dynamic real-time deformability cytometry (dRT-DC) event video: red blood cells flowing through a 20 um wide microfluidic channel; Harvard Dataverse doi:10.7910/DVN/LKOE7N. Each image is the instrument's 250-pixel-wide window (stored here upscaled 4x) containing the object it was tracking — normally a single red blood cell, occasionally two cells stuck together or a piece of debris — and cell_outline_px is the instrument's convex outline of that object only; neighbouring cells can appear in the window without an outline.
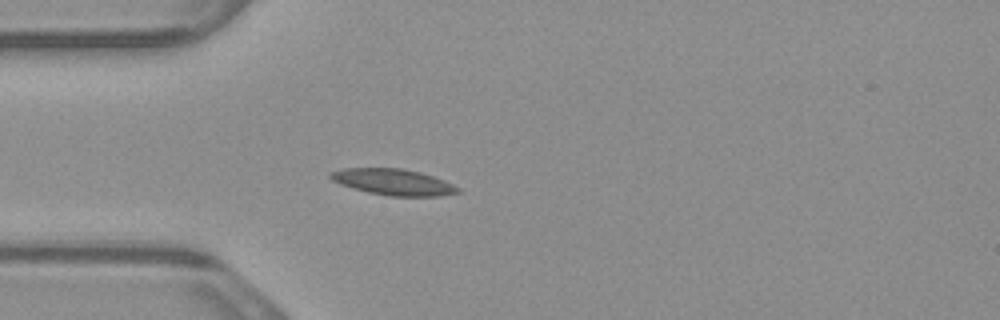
{"species": "common noctule bat (a hibernating species)", "species_latin": "Nyctalus noctula", "temperature_condition": "warm", "stored_images_in_passage": 36, "camera_frame_rate_fps": 3000, "um_per_image_px": 0.085, "animal": {"sex": "male", "body_mass_g": 23.1, "forearm_length_mm": 52.7}, "frame": {"image": 1, "passage_image": 6, "time_ms": 1.667, "image_size_px": [1000, 320], "cell_outline_px": [[460, 192], [440, 196], [388, 196], [368, 192], [352, 188], [340, 184], [332, 180], [328, 176], [328, 172], [344, 168], [404, 168], [420, 172], [444, 180], [460, 188]], "centroid_in_image_um": [33.4, 15.47], "position_along_channel_um": 51.6, "area_um2": 19.54}}
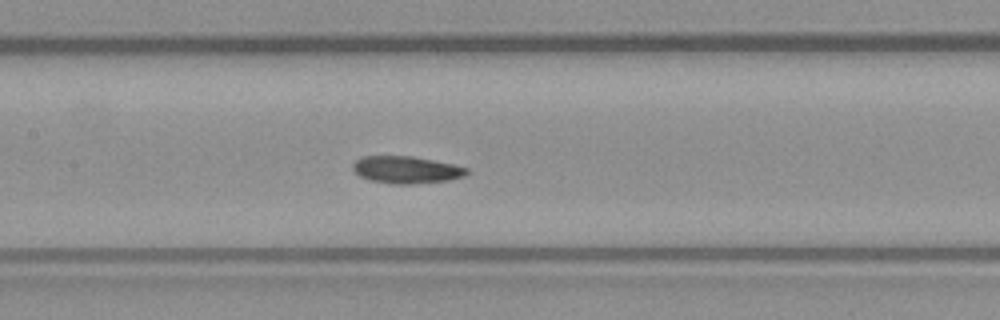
{"frame": {"image": 2, "passage_image": 16, "time_ms": 5.0, "image_size_px": [1000, 320], "cell_outline_px": [[468, 172], [464, 176], [448, 180], [412, 184], [396, 184], [368, 180], [360, 176], [352, 168], [352, 164], [360, 156], [412, 156], [452, 164], [468, 168]], "centroid_in_image_um": [34.5, 14.43], "position_along_channel_um": 172.9, "area_um2": 17.98}}
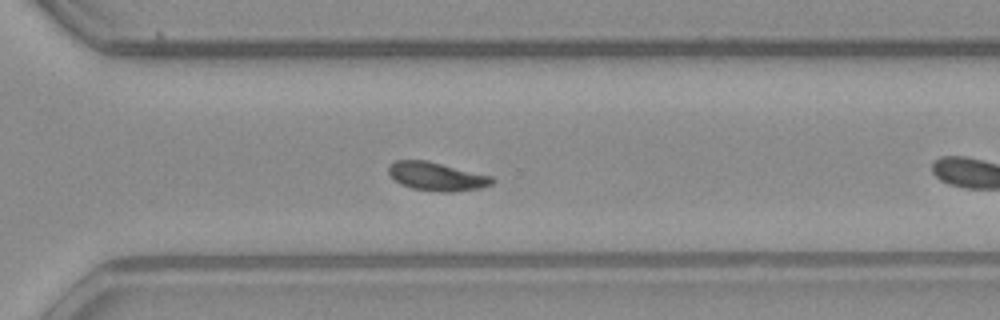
{"frame": {"image": 3, "passage_image": 25, "time_ms": 8.0, "image_size_px": [1000, 320], "cell_outline_px": [[496, 180], [492, 184], [480, 188], [452, 192], [440, 192], [412, 188], [400, 184], [388, 172], [388, 164], [396, 160], [428, 160], [492, 176]], "centroid_in_image_um": [37.13, 14.99], "position_along_channel_um": 333.5, "area_um2": 17.28}, "authors_computed_cell_mechanics": {"area_um2": 17.629, "velocity_mm_per_s": 3.8502, "shape_relaxation_time_tau1_ms": null, "shape_relaxation_time_tau2_ms": 5.8528, "deformation_change_tau1": null, "deformation_change_tau2": 0.1166}}